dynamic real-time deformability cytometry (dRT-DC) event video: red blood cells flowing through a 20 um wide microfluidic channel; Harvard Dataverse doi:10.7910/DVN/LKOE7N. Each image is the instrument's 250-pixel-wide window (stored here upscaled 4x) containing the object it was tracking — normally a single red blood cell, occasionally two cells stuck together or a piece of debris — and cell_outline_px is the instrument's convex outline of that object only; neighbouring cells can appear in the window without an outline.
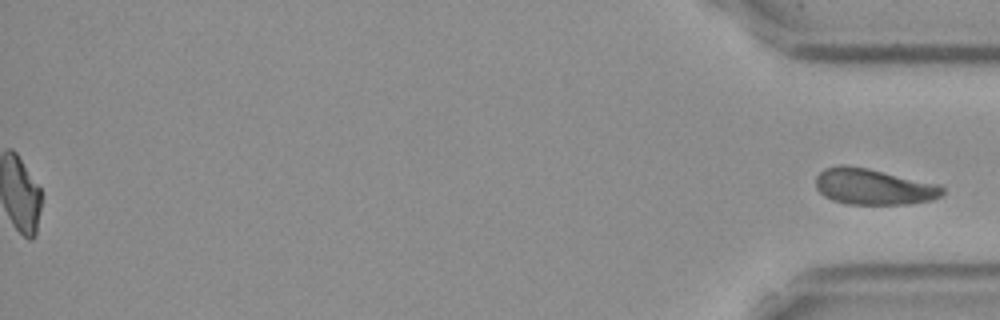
{"species": "Egyptian fruit bat (a non-hibernating species)", "species_latin": "Rousettus aegyptiacus", "temperature_condition": "cold", "stored_images_in_passage": 40, "segment_of_instrument_passage": [2, 2], "camera_frame_rate_fps": 3000, "um_per_image_px": 0.085, "frame": {"image": 1, "passage_image": 40, "time_ms": 13.0, "image_size_px": [1000, 320], "cell_outline_px": [[944, 192], [940, 196], [932, 200], [908, 204], [848, 204], [832, 200], [824, 196], [816, 188], [816, 176], [824, 168], [840, 164], [844, 164], [868, 168], [940, 184], [944, 188]], "centroid_in_image_um": [74.24, 15.86], "position_along_channel_um": 361.0, "area_um2": 26.82}}